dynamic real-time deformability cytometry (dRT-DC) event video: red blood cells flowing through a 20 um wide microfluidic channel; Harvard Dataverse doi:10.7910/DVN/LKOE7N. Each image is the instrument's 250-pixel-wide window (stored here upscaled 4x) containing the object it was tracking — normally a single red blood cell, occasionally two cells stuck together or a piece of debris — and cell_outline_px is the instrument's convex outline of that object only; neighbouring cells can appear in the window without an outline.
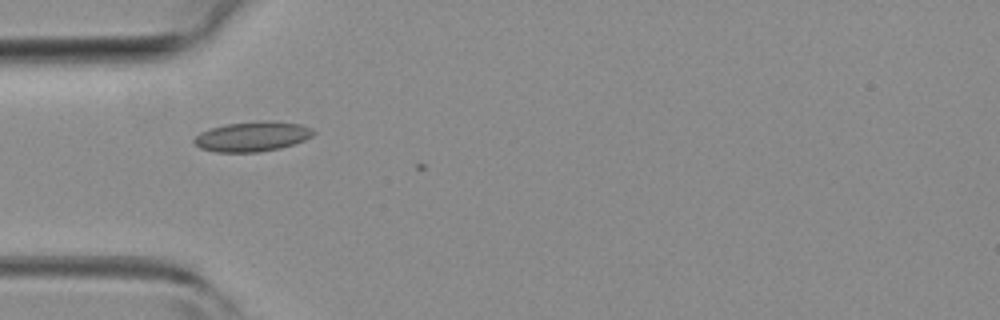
{"species": "common noctule bat (a hibernating species)", "species_latin": "Nyctalus noctula", "temperature_condition": "room temperature", "stored_images_in_passage": 2, "camera_frame_rate_fps": 3000, "um_per_image_px": 0.085, "animal": {"sex": "female", "body_mass_g": 19.3, "forearm_length_mm": 54.1}, "frame": {"image": 1, "passage_image": 1, "time_ms": 0.0, "image_size_px": [1000, 320], "cell_outline_px": [[316, 132], [312, 136], [304, 140], [280, 148], [256, 152], [216, 152], [200, 148], [192, 140], [200, 132], [212, 128], [228, 124], [268, 120], [272, 120], [300, 124], [312, 128]], "centroid_in_image_um": [21.46, 11.6], "position_along_channel_um": 63.5, "area_um2": 20.63}}